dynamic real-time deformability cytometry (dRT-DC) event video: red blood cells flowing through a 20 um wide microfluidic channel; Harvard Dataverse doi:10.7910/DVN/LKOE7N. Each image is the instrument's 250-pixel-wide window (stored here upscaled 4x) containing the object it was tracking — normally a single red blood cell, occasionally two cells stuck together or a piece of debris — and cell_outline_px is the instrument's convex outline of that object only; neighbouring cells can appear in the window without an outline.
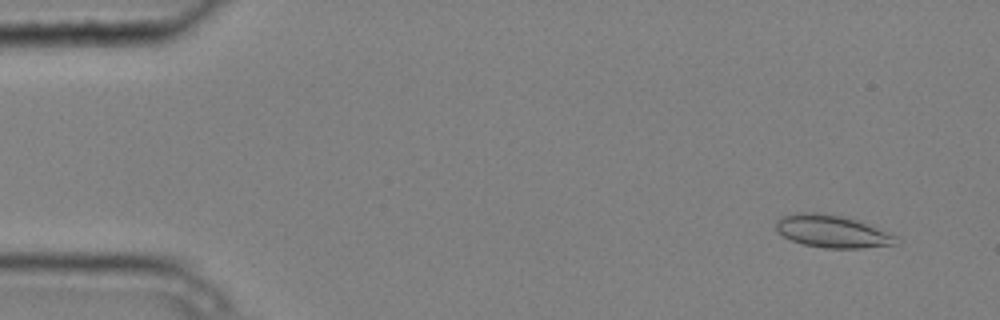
{"species": "common noctule bat (a hibernating species)", "species_latin": "Nyctalus noctula", "temperature_condition": "cold", "stored_images_in_passage": 7, "camera_frame_rate_fps": 3000, "um_per_image_px": 0.085, "animal": {"sex": "male", "body_mass_g": 20.4}, "frame": {"image": 1, "passage_image": 2, "time_ms": 0.333, "image_size_px": [1000, 320], "cell_outline_px": [[900, 240], [896, 244], [860, 248], [824, 248], [804, 244], [792, 240], [784, 236], [776, 228], [776, 220], [784, 216], [796, 212], [816, 212], [840, 216], [860, 220], [896, 236]], "centroid_in_image_um": [70.75, 19.66], "position_along_channel_um": 14.2, "area_um2": 22.6}}
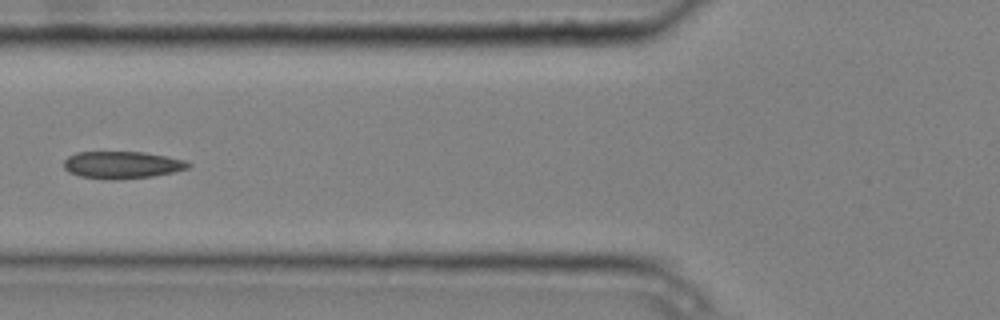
{"frame": {"image": 2, "passage_image": 6, "time_ms": 1.667, "image_size_px": [1000, 320], "cell_outline_px": [[192, 164], [188, 168], [172, 172], [152, 176], [112, 180], [80, 176], [68, 172], [64, 168], [64, 160], [68, 156], [76, 152], [144, 152], [168, 156], [188, 160]], "centroid_in_image_um": [10.39, 14.01], "position_along_channel_um": 115.4, "area_um2": 19.83}}
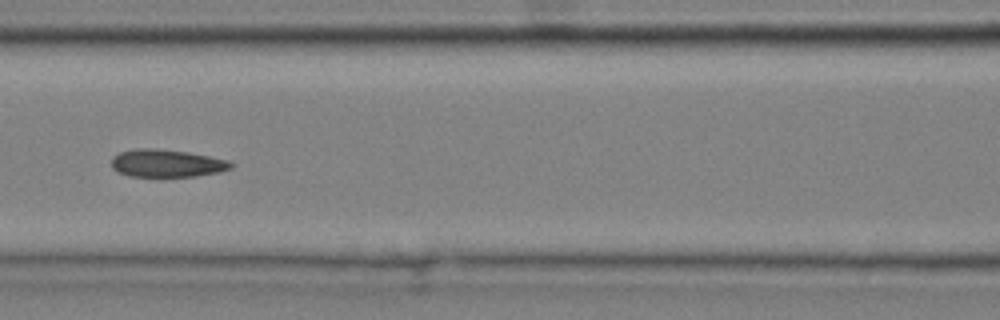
{"frame": {"image": 3, "passage_image": 7, "time_ms": 2.0, "image_size_px": [1000, 320], "cell_outline_px": [[236, 164], [232, 168], [220, 172], [196, 176], [160, 180], [128, 176], [112, 168], [112, 156], [120, 152], [136, 148], [152, 148], [188, 152], [228, 160]], "centroid_in_image_um": [14.17, 13.93], "position_along_channel_um": 152.4, "area_um2": 20.23}}